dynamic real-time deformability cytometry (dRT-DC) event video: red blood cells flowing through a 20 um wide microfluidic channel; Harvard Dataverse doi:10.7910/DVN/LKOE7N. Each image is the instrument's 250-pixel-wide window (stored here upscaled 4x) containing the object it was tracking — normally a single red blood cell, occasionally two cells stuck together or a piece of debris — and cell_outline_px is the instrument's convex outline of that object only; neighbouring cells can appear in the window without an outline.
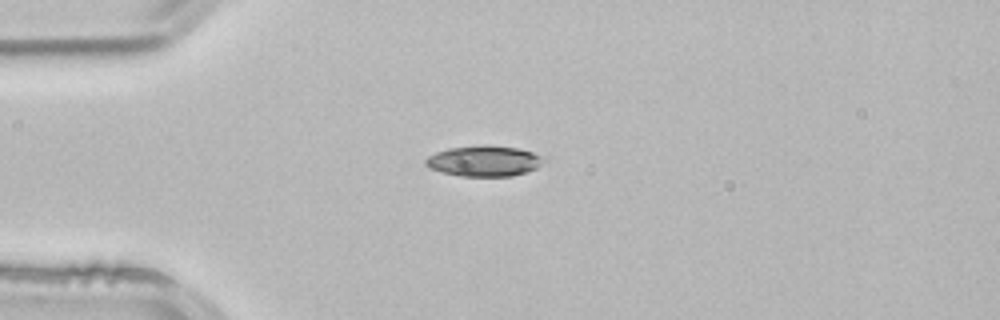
{"species": "common noctule bat (a hibernating species)", "species_latin": "Nyctalus noctula", "temperature_condition": "room temperature", "stored_images_in_passage": 1, "camera_frame_rate_fps": 3000, "um_per_image_px": 0.085, "animal": {"sex": "male", "body_mass_g": 21.5, "forearm_length_mm": 52.0}, "frame": {"image": 1, "passage_image": 1, "time_ms": 0.0, "image_size_px": [1000, 320], "cell_outline_px": [[548, 160], [536, 168], [512, 176], [460, 176], [428, 168], [424, 164], [424, 160], [428, 156], [436, 152], [448, 148], [480, 144], [484, 144], [516, 148], [532, 152], [544, 156]], "centroid_in_image_um": [41.15, 13.67], "position_along_channel_um": 43.9, "area_um2": 21.33}}